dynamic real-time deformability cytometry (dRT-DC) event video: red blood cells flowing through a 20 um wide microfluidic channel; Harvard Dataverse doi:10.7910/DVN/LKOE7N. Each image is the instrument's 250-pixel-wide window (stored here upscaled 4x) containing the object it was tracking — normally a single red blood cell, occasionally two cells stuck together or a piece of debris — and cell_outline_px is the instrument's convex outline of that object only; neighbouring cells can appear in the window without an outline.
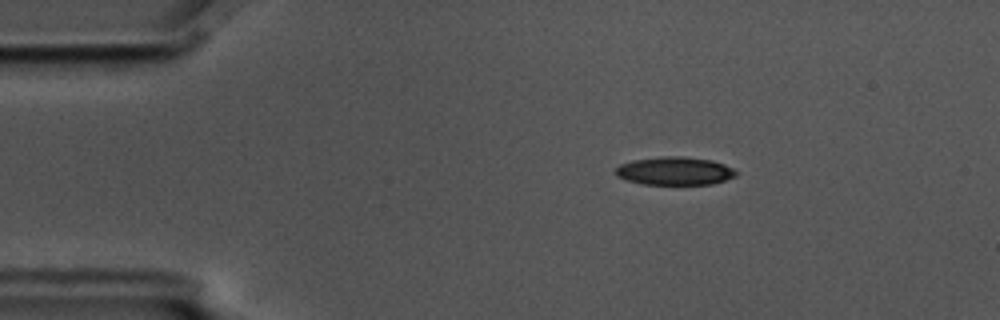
{"species": "common noctule bat (a hibernating species)", "species_latin": "Nyctalus noctula", "temperature_condition": "cold", "stored_images_in_passage": 3, "camera_frame_rate_fps": 3000, "um_per_image_px": 0.085, "animal": {"sex": "male", "body_mass_g": 17.5, "forearm_length_mm": 52.3}, "frame": {"image": 1, "passage_image": 1, "time_ms": 0.0, "image_size_px": [1000, 320], "cell_outline_px": [[736, 176], [712, 184], [644, 184], [628, 180], [616, 176], [612, 172], [620, 164], [632, 160], [664, 156], [680, 156], [712, 160], [724, 164], [732, 168], [736, 172]], "centroid_in_image_um": [57.31, 14.52], "position_along_channel_um": 27.7, "area_um2": 19.71}}